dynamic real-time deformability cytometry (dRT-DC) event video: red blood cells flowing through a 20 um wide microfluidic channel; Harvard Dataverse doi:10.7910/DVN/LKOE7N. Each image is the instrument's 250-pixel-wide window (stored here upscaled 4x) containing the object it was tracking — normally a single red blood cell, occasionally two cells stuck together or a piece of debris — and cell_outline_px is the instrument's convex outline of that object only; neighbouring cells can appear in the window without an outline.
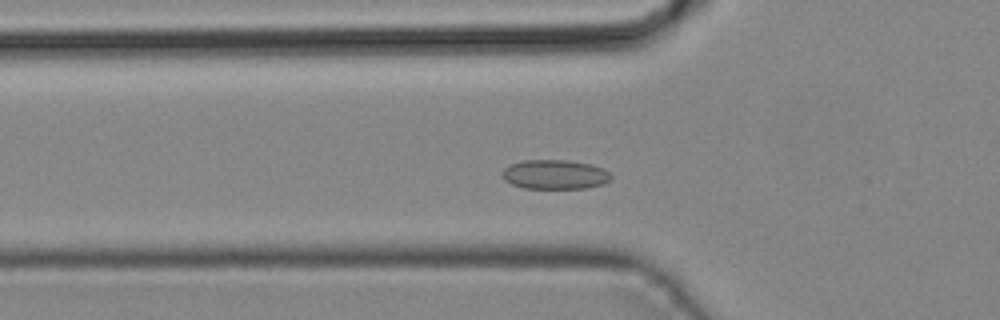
{"species": "common noctule bat (a hibernating species)", "species_latin": "Nyctalus noctula", "temperature_condition": "cold", "stored_images_in_passage": 38, "camera_frame_rate_fps": 3000, "um_per_image_px": 0.085, "animal": {"sex": "male", "body_mass_g": 19.2, "forearm_length_mm": 51.8}, "frame": {"image": 1, "passage_image": 8, "time_ms": 2.333, "image_size_px": [1000, 320], "cell_outline_px": [[612, 176], [604, 184], [584, 188], [524, 188], [512, 184], [504, 180], [500, 172], [504, 168], [512, 164], [524, 160], [568, 160], [588, 164], [604, 168]], "centroid_in_image_um": [47.14, 14.83], "position_along_channel_um": 78.7, "area_um2": 18.55}}
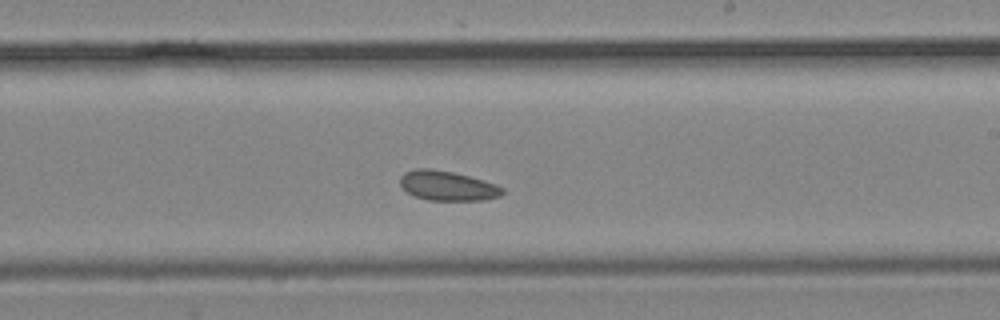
{"frame": {"image": 2, "passage_image": 19, "time_ms": 6.0, "image_size_px": [1000, 320], "cell_outline_px": [[504, 192], [500, 196], [484, 200], [428, 200], [416, 196], [408, 192], [400, 184], [400, 176], [404, 172], [412, 168], [432, 168], [452, 172], [468, 176], [496, 184], [504, 188]], "centroid_in_image_um": [38.02, 15.78], "position_along_channel_um": 251.0, "area_um2": 17.69}}
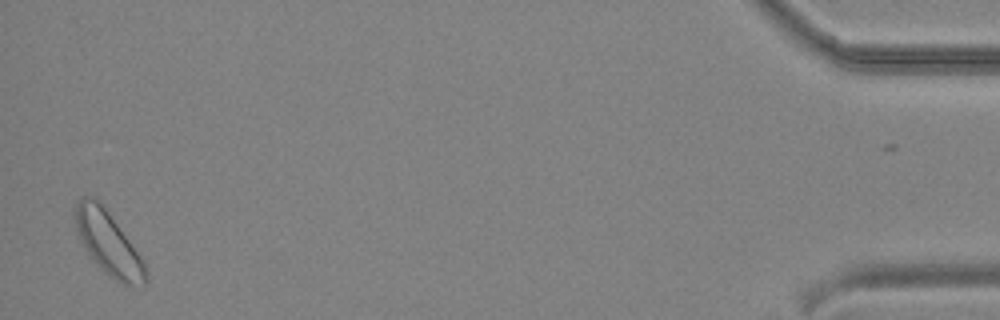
{"frame": {"image": 3, "passage_image": 36, "time_ms": 11.667, "image_size_px": [1000, 320], "cell_outline_px": [[148, 284], [144, 288], [120, 284], [104, 272], [92, 260], [84, 248], [80, 240], [72, 216], [72, 212], [80, 196], [96, 196], [100, 200], [144, 260], [148, 272]], "centroid_in_image_um": [9.22, 20.69], "position_along_channel_um": 426.0, "area_um2": 26.99}}